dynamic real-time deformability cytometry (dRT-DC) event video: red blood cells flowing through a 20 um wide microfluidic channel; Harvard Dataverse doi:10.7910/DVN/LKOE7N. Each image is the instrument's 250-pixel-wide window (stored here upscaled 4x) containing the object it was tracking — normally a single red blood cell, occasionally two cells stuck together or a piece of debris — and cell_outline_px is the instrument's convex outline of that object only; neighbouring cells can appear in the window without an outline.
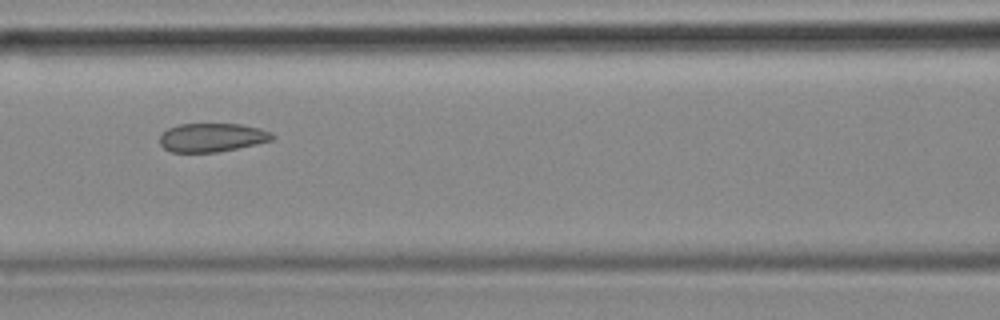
{"species": "common noctule bat (a hibernating species)", "species_latin": "Nyctalus noctula", "temperature_condition": "cold", "stored_images_in_passage": 40, "camera_frame_rate_fps": 3000, "um_per_image_px": 0.085, "animal": {"sex": "female", "body_mass_g": 18.4}, "frame": {"image": 1, "passage_image": 12, "time_ms": 3.667, "image_size_px": [1000, 320], "cell_outline_px": [[276, 136], [272, 140], [256, 144], [216, 152], [172, 152], [164, 148], [160, 144], [160, 136], [168, 128], [180, 124], [240, 124], [260, 128], [272, 132]], "centroid_in_image_um": [18.04, 11.68], "position_along_channel_um": 148.6, "area_um2": 18.73}}